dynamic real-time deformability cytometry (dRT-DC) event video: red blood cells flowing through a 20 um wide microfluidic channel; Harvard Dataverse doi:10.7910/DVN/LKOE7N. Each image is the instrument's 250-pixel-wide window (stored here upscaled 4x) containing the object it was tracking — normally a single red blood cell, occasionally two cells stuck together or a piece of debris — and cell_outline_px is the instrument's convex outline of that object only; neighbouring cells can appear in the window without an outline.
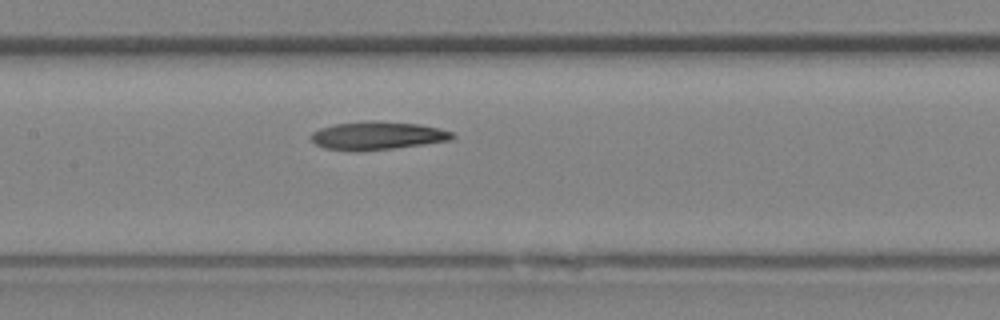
{"species": "Egyptian fruit bat (a non-hibernating species)", "species_latin": "Rousettus aegyptiacus", "temperature_condition": "room temperature", "stored_images_in_passage": 17, "camera_frame_rate_fps": 3000, "um_per_image_px": 0.085, "animal": {"sex": "female"}, "frame": {"image": 1, "passage_image": 6, "time_ms": 1.667, "image_size_px": [1000, 320], "cell_outline_px": [[456, 136], [452, 140], [424, 144], [392, 148], [324, 148], [316, 144], [308, 136], [312, 132], [320, 128], [336, 124], [416, 124], [440, 128], [452, 132]], "centroid_in_image_um": [32.15, 11.54], "position_along_channel_um": 175.3, "area_um2": 21.1}}
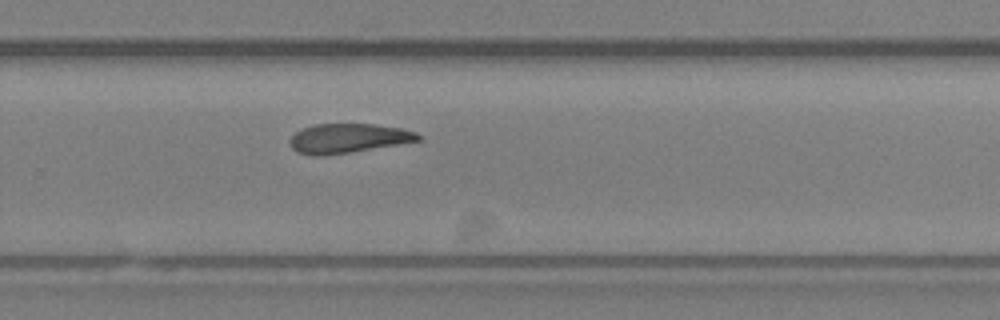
{"frame": {"image": 2, "passage_image": 12, "time_ms": 3.667, "image_size_px": [1000, 320], "cell_outline_px": [[420, 140], [324, 156], [312, 156], [296, 152], [292, 148], [288, 140], [300, 128], [312, 124], [372, 124], [404, 128], [416, 132], [420, 136]], "centroid_in_image_um": [29.51, 11.74], "position_along_channel_um": 300.3, "area_um2": 21.91}}